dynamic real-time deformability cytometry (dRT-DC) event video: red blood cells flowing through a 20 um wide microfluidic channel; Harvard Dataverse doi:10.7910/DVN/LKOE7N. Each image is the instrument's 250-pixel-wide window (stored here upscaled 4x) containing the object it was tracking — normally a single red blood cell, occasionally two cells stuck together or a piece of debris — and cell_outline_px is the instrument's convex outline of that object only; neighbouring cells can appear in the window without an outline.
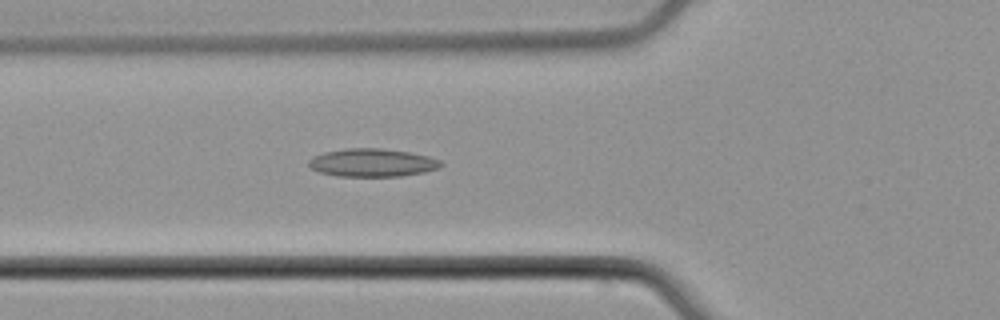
{"species": "common noctule bat (a hibernating species)", "species_latin": "Nyctalus noctula", "temperature_condition": "cold", "stored_images_in_passage": 53, "camera_frame_rate_fps": 3000, "um_per_image_px": 0.085, "animal": {"sex": "male", "body_mass_g": 21.5, "forearm_length_mm": 52.0}, "frame": {"image": 1, "passage_image": 19, "time_ms": 6.0, "image_size_px": [1000, 320], "cell_outline_px": [[444, 164], [440, 168], [424, 172], [400, 176], [336, 176], [320, 172], [312, 168], [308, 164], [308, 160], [312, 156], [324, 152], [344, 148], [380, 148], [408, 152], [428, 156], [440, 160]], "centroid_in_image_um": [31.64, 13.82], "position_along_channel_um": 94.2, "area_um2": 21.68}}
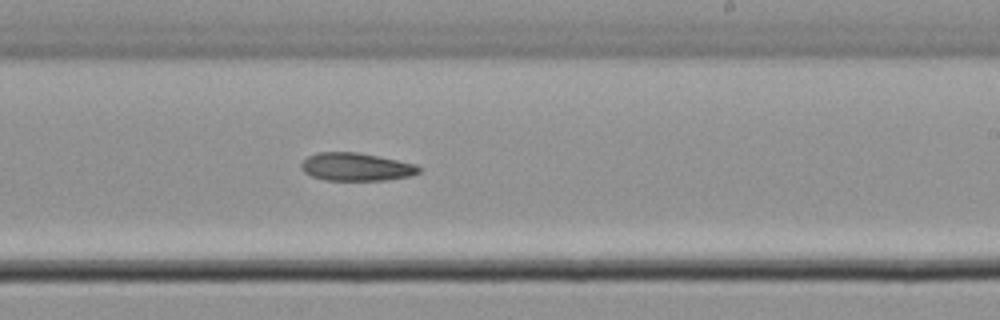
{"frame": {"image": 2, "passage_image": 32, "time_ms": 10.333, "image_size_px": [1000, 320], "cell_outline_px": [[420, 172], [408, 176], [384, 180], [324, 180], [312, 176], [304, 172], [300, 168], [300, 164], [308, 156], [320, 152], [356, 152], [416, 164], [420, 168]], "centroid_in_image_um": [30.23, 14.19], "position_along_channel_um": 258.8, "area_um2": 18.96}}
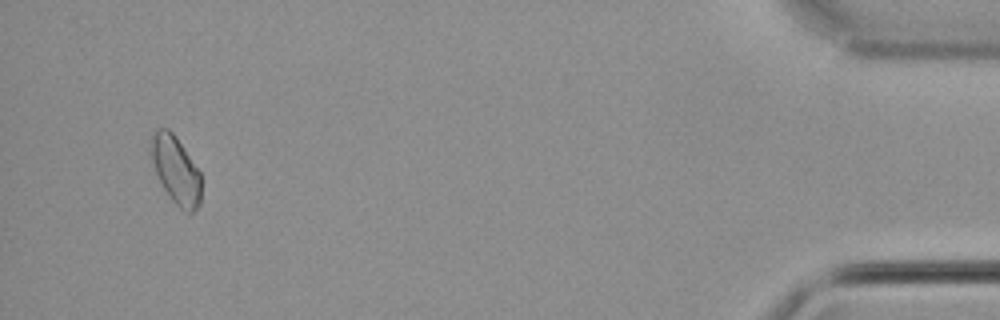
{"frame": {"image": 3, "passage_image": 51, "time_ms": 16.667, "image_size_px": [1000, 320], "cell_outline_px": [[200, 204], [192, 212], [184, 212], [172, 200], [164, 188], [156, 172], [148, 152], [148, 140], [152, 132], [156, 128], [168, 128], [172, 132], [200, 172]], "centroid_in_image_um": [14.88, 14.39], "position_along_channel_um": 420.3, "area_um2": 19.83}}